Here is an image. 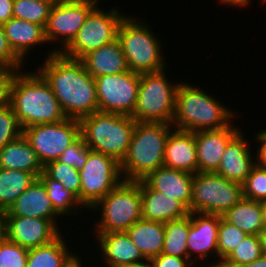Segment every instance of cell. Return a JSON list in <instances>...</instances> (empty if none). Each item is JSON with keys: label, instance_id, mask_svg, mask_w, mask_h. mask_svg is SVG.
Here are the masks:
<instances>
[{"label": "cell", "instance_id": "1", "mask_svg": "<svg viewBox=\"0 0 266 267\" xmlns=\"http://www.w3.org/2000/svg\"><path fill=\"white\" fill-rule=\"evenodd\" d=\"M53 49L38 72L50 85L67 118L80 120L98 111L95 79L80 60L70 59Z\"/></svg>", "mask_w": 266, "mask_h": 267}, {"label": "cell", "instance_id": "2", "mask_svg": "<svg viewBox=\"0 0 266 267\" xmlns=\"http://www.w3.org/2000/svg\"><path fill=\"white\" fill-rule=\"evenodd\" d=\"M10 106L22 128L36 124L57 123L67 117L43 76L20 70L11 87Z\"/></svg>", "mask_w": 266, "mask_h": 267}, {"label": "cell", "instance_id": "3", "mask_svg": "<svg viewBox=\"0 0 266 267\" xmlns=\"http://www.w3.org/2000/svg\"><path fill=\"white\" fill-rule=\"evenodd\" d=\"M235 112L218 102L202 88L189 83H179L176 92L173 128L195 132L228 127L236 119ZM234 118V119H233Z\"/></svg>", "mask_w": 266, "mask_h": 267}, {"label": "cell", "instance_id": "4", "mask_svg": "<svg viewBox=\"0 0 266 267\" xmlns=\"http://www.w3.org/2000/svg\"><path fill=\"white\" fill-rule=\"evenodd\" d=\"M172 124L136 122L132 139L120 171L123 180H143L149 173L164 166V153Z\"/></svg>", "mask_w": 266, "mask_h": 267}, {"label": "cell", "instance_id": "5", "mask_svg": "<svg viewBox=\"0 0 266 267\" xmlns=\"http://www.w3.org/2000/svg\"><path fill=\"white\" fill-rule=\"evenodd\" d=\"M79 122L80 135L92 151L123 161L136 124L131 116L97 111Z\"/></svg>", "mask_w": 266, "mask_h": 267}, {"label": "cell", "instance_id": "6", "mask_svg": "<svg viewBox=\"0 0 266 267\" xmlns=\"http://www.w3.org/2000/svg\"><path fill=\"white\" fill-rule=\"evenodd\" d=\"M126 16L118 29V40L123 49L128 69L143 74L167 68L161 40L147 23L139 18ZM143 22V23H142Z\"/></svg>", "mask_w": 266, "mask_h": 267}, {"label": "cell", "instance_id": "7", "mask_svg": "<svg viewBox=\"0 0 266 267\" xmlns=\"http://www.w3.org/2000/svg\"><path fill=\"white\" fill-rule=\"evenodd\" d=\"M100 207V208H99ZM100 212L94 232L111 233L127 231L142 218L141 188L139 181L122 180L90 211Z\"/></svg>", "mask_w": 266, "mask_h": 267}, {"label": "cell", "instance_id": "8", "mask_svg": "<svg viewBox=\"0 0 266 267\" xmlns=\"http://www.w3.org/2000/svg\"><path fill=\"white\" fill-rule=\"evenodd\" d=\"M166 69L140 74L137 102L132 118L136 122L172 124L176 92L180 82H170Z\"/></svg>", "mask_w": 266, "mask_h": 267}, {"label": "cell", "instance_id": "9", "mask_svg": "<svg viewBox=\"0 0 266 267\" xmlns=\"http://www.w3.org/2000/svg\"><path fill=\"white\" fill-rule=\"evenodd\" d=\"M190 212L223 216L243 196V185L214 172H197L193 176Z\"/></svg>", "mask_w": 266, "mask_h": 267}, {"label": "cell", "instance_id": "10", "mask_svg": "<svg viewBox=\"0 0 266 267\" xmlns=\"http://www.w3.org/2000/svg\"><path fill=\"white\" fill-rule=\"evenodd\" d=\"M102 9L97 5L89 13L76 37L60 52L63 56L80 60L87 53L117 39L125 14L118 11V7L108 11Z\"/></svg>", "mask_w": 266, "mask_h": 267}, {"label": "cell", "instance_id": "11", "mask_svg": "<svg viewBox=\"0 0 266 267\" xmlns=\"http://www.w3.org/2000/svg\"><path fill=\"white\" fill-rule=\"evenodd\" d=\"M79 174L80 203L86 210H90L123 180L120 163L113 157L95 151L89 153Z\"/></svg>", "mask_w": 266, "mask_h": 267}, {"label": "cell", "instance_id": "12", "mask_svg": "<svg viewBox=\"0 0 266 267\" xmlns=\"http://www.w3.org/2000/svg\"><path fill=\"white\" fill-rule=\"evenodd\" d=\"M23 135L45 166L50 161L58 160L80 136V122L66 118L57 123L36 124L23 129Z\"/></svg>", "mask_w": 266, "mask_h": 267}, {"label": "cell", "instance_id": "13", "mask_svg": "<svg viewBox=\"0 0 266 267\" xmlns=\"http://www.w3.org/2000/svg\"><path fill=\"white\" fill-rule=\"evenodd\" d=\"M94 79L98 111L132 116L137 102L140 74L128 70Z\"/></svg>", "mask_w": 266, "mask_h": 267}, {"label": "cell", "instance_id": "14", "mask_svg": "<svg viewBox=\"0 0 266 267\" xmlns=\"http://www.w3.org/2000/svg\"><path fill=\"white\" fill-rule=\"evenodd\" d=\"M99 2V0H58L53 5L45 26V37L50 45L53 42L63 45H60L56 53H60L72 42L89 13Z\"/></svg>", "mask_w": 266, "mask_h": 267}, {"label": "cell", "instance_id": "15", "mask_svg": "<svg viewBox=\"0 0 266 267\" xmlns=\"http://www.w3.org/2000/svg\"><path fill=\"white\" fill-rule=\"evenodd\" d=\"M7 239L27 249L55 240L62 232L58 220L36 217L6 216Z\"/></svg>", "mask_w": 266, "mask_h": 267}, {"label": "cell", "instance_id": "16", "mask_svg": "<svg viewBox=\"0 0 266 267\" xmlns=\"http://www.w3.org/2000/svg\"><path fill=\"white\" fill-rule=\"evenodd\" d=\"M219 221V215L191 212V226L187 237V252L188 259L194 265L197 263L196 265L199 266L197 261L200 263V260H209L210 254L218 258L217 241Z\"/></svg>", "mask_w": 266, "mask_h": 267}, {"label": "cell", "instance_id": "17", "mask_svg": "<svg viewBox=\"0 0 266 267\" xmlns=\"http://www.w3.org/2000/svg\"><path fill=\"white\" fill-rule=\"evenodd\" d=\"M94 234L106 267H135L149 263L126 231Z\"/></svg>", "mask_w": 266, "mask_h": 267}, {"label": "cell", "instance_id": "18", "mask_svg": "<svg viewBox=\"0 0 266 267\" xmlns=\"http://www.w3.org/2000/svg\"><path fill=\"white\" fill-rule=\"evenodd\" d=\"M230 126L215 130L195 131L198 172H215L220 165L227 144L241 131Z\"/></svg>", "mask_w": 266, "mask_h": 267}, {"label": "cell", "instance_id": "19", "mask_svg": "<svg viewBox=\"0 0 266 267\" xmlns=\"http://www.w3.org/2000/svg\"><path fill=\"white\" fill-rule=\"evenodd\" d=\"M248 141L240 131L227 144L219 168L214 173L232 182L243 184L255 165V156L252 155Z\"/></svg>", "mask_w": 266, "mask_h": 267}, {"label": "cell", "instance_id": "20", "mask_svg": "<svg viewBox=\"0 0 266 267\" xmlns=\"http://www.w3.org/2000/svg\"><path fill=\"white\" fill-rule=\"evenodd\" d=\"M193 176L186 171L162 166L149 173L143 181L151 189L180 201L190 212Z\"/></svg>", "mask_w": 266, "mask_h": 267}, {"label": "cell", "instance_id": "21", "mask_svg": "<svg viewBox=\"0 0 266 267\" xmlns=\"http://www.w3.org/2000/svg\"><path fill=\"white\" fill-rule=\"evenodd\" d=\"M164 166L192 174L198 172L194 132L173 129L169 133L165 146Z\"/></svg>", "mask_w": 266, "mask_h": 267}, {"label": "cell", "instance_id": "22", "mask_svg": "<svg viewBox=\"0 0 266 267\" xmlns=\"http://www.w3.org/2000/svg\"><path fill=\"white\" fill-rule=\"evenodd\" d=\"M6 216L36 217L48 220L60 219V215L54 210L47 195L45 185L39 178L17 198L6 212Z\"/></svg>", "mask_w": 266, "mask_h": 267}, {"label": "cell", "instance_id": "23", "mask_svg": "<svg viewBox=\"0 0 266 267\" xmlns=\"http://www.w3.org/2000/svg\"><path fill=\"white\" fill-rule=\"evenodd\" d=\"M140 188L143 219L165 223L190 213L180 201L151 189L143 180Z\"/></svg>", "mask_w": 266, "mask_h": 267}, {"label": "cell", "instance_id": "24", "mask_svg": "<svg viewBox=\"0 0 266 267\" xmlns=\"http://www.w3.org/2000/svg\"><path fill=\"white\" fill-rule=\"evenodd\" d=\"M80 61L93 78L124 73L129 70L118 38L87 53Z\"/></svg>", "mask_w": 266, "mask_h": 267}, {"label": "cell", "instance_id": "25", "mask_svg": "<svg viewBox=\"0 0 266 267\" xmlns=\"http://www.w3.org/2000/svg\"><path fill=\"white\" fill-rule=\"evenodd\" d=\"M3 28L11 48L23 62L36 45L47 44L45 28L39 24L13 17Z\"/></svg>", "mask_w": 266, "mask_h": 267}, {"label": "cell", "instance_id": "26", "mask_svg": "<svg viewBox=\"0 0 266 267\" xmlns=\"http://www.w3.org/2000/svg\"><path fill=\"white\" fill-rule=\"evenodd\" d=\"M0 168L26 171L37 178L44 171V166L23 134L0 149Z\"/></svg>", "mask_w": 266, "mask_h": 267}, {"label": "cell", "instance_id": "27", "mask_svg": "<svg viewBox=\"0 0 266 267\" xmlns=\"http://www.w3.org/2000/svg\"><path fill=\"white\" fill-rule=\"evenodd\" d=\"M126 232L148 261L161 254L164 245L163 222L141 218Z\"/></svg>", "mask_w": 266, "mask_h": 267}, {"label": "cell", "instance_id": "28", "mask_svg": "<svg viewBox=\"0 0 266 267\" xmlns=\"http://www.w3.org/2000/svg\"><path fill=\"white\" fill-rule=\"evenodd\" d=\"M62 233L52 242L30 248L26 267H69L79 256L70 252Z\"/></svg>", "mask_w": 266, "mask_h": 267}, {"label": "cell", "instance_id": "29", "mask_svg": "<svg viewBox=\"0 0 266 267\" xmlns=\"http://www.w3.org/2000/svg\"><path fill=\"white\" fill-rule=\"evenodd\" d=\"M228 223L249 235H260L264 229L262 202L243 198L222 216Z\"/></svg>", "mask_w": 266, "mask_h": 267}, {"label": "cell", "instance_id": "30", "mask_svg": "<svg viewBox=\"0 0 266 267\" xmlns=\"http://www.w3.org/2000/svg\"><path fill=\"white\" fill-rule=\"evenodd\" d=\"M36 179L33 173L0 168V210L7 212Z\"/></svg>", "mask_w": 266, "mask_h": 267}, {"label": "cell", "instance_id": "31", "mask_svg": "<svg viewBox=\"0 0 266 267\" xmlns=\"http://www.w3.org/2000/svg\"><path fill=\"white\" fill-rule=\"evenodd\" d=\"M191 226V212L182 218L164 223V245L161 253L188 258L187 237Z\"/></svg>", "mask_w": 266, "mask_h": 267}, {"label": "cell", "instance_id": "32", "mask_svg": "<svg viewBox=\"0 0 266 267\" xmlns=\"http://www.w3.org/2000/svg\"><path fill=\"white\" fill-rule=\"evenodd\" d=\"M38 178L45 185L52 206L61 217L78 215L79 210L81 211L80 208H84L78 198L72 192L65 189L61 182L53 180L44 171Z\"/></svg>", "mask_w": 266, "mask_h": 267}, {"label": "cell", "instance_id": "33", "mask_svg": "<svg viewBox=\"0 0 266 267\" xmlns=\"http://www.w3.org/2000/svg\"><path fill=\"white\" fill-rule=\"evenodd\" d=\"M247 234L236 226L225 221L220 216L219 227H218V260L208 264L205 267H219V265L229 256V254L240 244Z\"/></svg>", "mask_w": 266, "mask_h": 267}, {"label": "cell", "instance_id": "34", "mask_svg": "<svg viewBox=\"0 0 266 267\" xmlns=\"http://www.w3.org/2000/svg\"><path fill=\"white\" fill-rule=\"evenodd\" d=\"M262 255L260 236L247 234L219 267H240L257 260Z\"/></svg>", "mask_w": 266, "mask_h": 267}, {"label": "cell", "instance_id": "35", "mask_svg": "<svg viewBox=\"0 0 266 267\" xmlns=\"http://www.w3.org/2000/svg\"><path fill=\"white\" fill-rule=\"evenodd\" d=\"M55 3L37 0H14L13 17L39 24L45 28Z\"/></svg>", "mask_w": 266, "mask_h": 267}, {"label": "cell", "instance_id": "36", "mask_svg": "<svg viewBox=\"0 0 266 267\" xmlns=\"http://www.w3.org/2000/svg\"><path fill=\"white\" fill-rule=\"evenodd\" d=\"M44 172L53 180L61 182L64 188L72 192L80 202L81 183L79 170L58 160H53L44 166Z\"/></svg>", "mask_w": 266, "mask_h": 267}, {"label": "cell", "instance_id": "37", "mask_svg": "<svg viewBox=\"0 0 266 267\" xmlns=\"http://www.w3.org/2000/svg\"><path fill=\"white\" fill-rule=\"evenodd\" d=\"M242 185L245 199L266 201V169L255 164Z\"/></svg>", "mask_w": 266, "mask_h": 267}, {"label": "cell", "instance_id": "38", "mask_svg": "<svg viewBox=\"0 0 266 267\" xmlns=\"http://www.w3.org/2000/svg\"><path fill=\"white\" fill-rule=\"evenodd\" d=\"M21 134L23 130L14 114L11 106H5L0 108V149H2L7 143L15 140Z\"/></svg>", "mask_w": 266, "mask_h": 267}, {"label": "cell", "instance_id": "39", "mask_svg": "<svg viewBox=\"0 0 266 267\" xmlns=\"http://www.w3.org/2000/svg\"><path fill=\"white\" fill-rule=\"evenodd\" d=\"M28 250L6 239L0 245V267H26Z\"/></svg>", "mask_w": 266, "mask_h": 267}, {"label": "cell", "instance_id": "40", "mask_svg": "<svg viewBox=\"0 0 266 267\" xmlns=\"http://www.w3.org/2000/svg\"><path fill=\"white\" fill-rule=\"evenodd\" d=\"M91 148L80 135L58 158V161L80 170L86 163Z\"/></svg>", "mask_w": 266, "mask_h": 267}, {"label": "cell", "instance_id": "41", "mask_svg": "<svg viewBox=\"0 0 266 267\" xmlns=\"http://www.w3.org/2000/svg\"><path fill=\"white\" fill-rule=\"evenodd\" d=\"M20 68L0 66V108L10 105L11 87Z\"/></svg>", "mask_w": 266, "mask_h": 267}, {"label": "cell", "instance_id": "42", "mask_svg": "<svg viewBox=\"0 0 266 267\" xmlns=\"http://www.w3.org/2000/svg\"><path fill=\"white\" fill-rule=\"evenodd\" d=\"M25 64L13 51L0 24V66L20 68Z\"/></svg>", "mask_w": 266, "mask_h": 267}, {"label": "cell", "instance_id": "43", "mask_svg": "<svg viewBox=\"0 0 266 267\" xmlns=\"http://www.w3.org/2000/svg\"><path fill=\"white\" fill-rule=\"evenodd\" d=\"M149 264L152 267H194L193 263L188 258L175 257L161 253L153 257Z\"/></svg>", "mask_w": 266, "mask_h": 267}, {"label": "cell", "instance_id": "44", "mask_svg": "<svg viewBox=\"0 0 266 267\" xmlns=\"http://www.w3.org/2000/svg\"><path fill=\"white\" fill-rule=\"evenodd\" d=\"M254 138V140L261 144L256 151L257 156H255V164L261 168L266 169V129H260V131L257 132Z\"/></svg>", "mask_w": 266, "mask_h": 267}, {"label": "cell", "instance_id": "45", "mask_svg": "<svg viewBox=\"0 0 266 267\" xmlns=\"http://www.w3.org/2000/svg\"><path fill=\"white\" fill-rule=\"evenodd\" d=\"M13 3L14 0H0V24L13 18Z\"/></svg>", "mask_w": 266, "mask_h": 267}, {"label": "cell", "instance_id": "46", "mask_svg": "<svg viewBox=\"0 0 266 267\" xmlns=\"http://www.w3.org/2000/svg\"><path fill=\"white\" fill-rule=\"evenodd\" d=\"M7 239L6 212L0 210V245Z\"/></svg>", "mask_w": 266, "mask_h": 267}, {"label": "cell", "instance_id": "47", "mask_svg": "<svg viewBox=\"0 0 266 267\" xmlns=\"http://www.w3.org/2000/svg\"><path fill=\"white\" fill-rule=\"evenodd\" d=\"M219 3H221L222 5H227V6H233L234 8H240V7H246V5H248L251 0H218Z\"/></svg>", "mask_w": 266, "mask_h": 267}, {"label": "cell", "instance_id": "48", "mask_svg": "<svg viewBox=\"0 0 266 267\" xmlns=\"http://www.w3.org/2000/svg\"><path fill=\"white\" fill-rule=\"evenodd\" d=\"M240 267H266V255H262L257 260H255L251 263L242 265Z\"/></svg>", "mask_w": 266, "mask_h": 267}, {"label": "cell", "instance_id": "49", "mask_svg": "<svg viewBox=\"0 0 266 267\" xmlns=\"http://www.w3.org/2000/svg\"><path fill=\"white\" fill-rule=\"evenodd\" d=\"M259 236L261 240L262 253L263 255H266V228L261 231Z\"/></svg>", "mask_w": 266, "mask_h": 267}, {"label": "cell", "instance_id": "50", "mask_svg": "<svg viewBox=\"0 0 266 267\" xmlns=\"http://www.w3.org/2000/svg\"><path fill=\"white\" fill-rule=\"evenodd\" d=\"M80 259L81 257H78L69 267H82L83 265L85 266V264H82L83 262Z\"/></svg>", "mask_w": 266, "mask_h": 267}, {"label": "cell", "instance_id": "51", "mask_svg": "<svg viewBox=\"0 0 266 267\" xmlns=\"http://www.w3.org/2000/svg\"><path fill=\"white\" fill-rule=\"evenodd\" d=\"M262 209H263V225L266 228V201L262 202Z\"/></svg>", "mask_w": 266, "mask_h": 267}, {"label": "cell", "instance_id": "52", "mask_svg": "<svg viewBox=\"0 0 266 267\" xmlns=\"http://www.w3.org/2000/svg\"><path fill=\"white\" fill-rule=\"evenodd\" d=\"M37 1H44V2H57L58 0H37Z\"/></svg>", "mask_w": 266, "mask_h": 267}, {"label": "cell", "instance_id": "53", "mask_svg": "<svg viewBox=\"0 0 266 267\" xmlns=\"http://www.w3.org/2000/svg\"><path fill=\"white\" fill-rule=\"evenodd\" d=\"M135 267H152L149 263L141 266H135Z\"/></svg>", "mask_w": 266, "mask_h": 267}]
</instances>
